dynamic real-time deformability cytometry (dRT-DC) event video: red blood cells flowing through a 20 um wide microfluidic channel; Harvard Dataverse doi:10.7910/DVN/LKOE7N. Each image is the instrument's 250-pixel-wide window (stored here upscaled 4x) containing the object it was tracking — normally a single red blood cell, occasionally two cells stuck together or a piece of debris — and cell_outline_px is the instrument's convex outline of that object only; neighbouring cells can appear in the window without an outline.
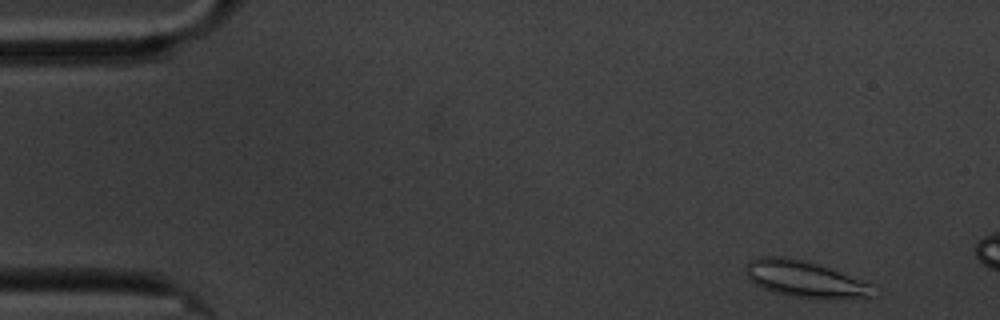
{"species": "common noctule bat (a hibernating species)", "species_latin": "Nyctalus noctula", "temperature_condition": "cold", "stored_images_in_passage": 11, "camera_frame_rate_fps": 3000, "um_per_image_px": 0.085, "animal": {"sex": "male", "body_mass_g": 20.1, "forearm_length_mm": 53.5}, "frame": {"image": 1, "passage_image": 2, "time_ms": 0.333, "image_size_px": [1000, 320], "cell_outline_px": [[872, 296], [792, 296], [776, 292], [764, 288], [756, 284], [744, 272], [744, 268], [756, 256], [784, 256], [808, 260], [872, 284]], "centroid_in_image_um": [68.3, 23.64], "position_along_channel_um": 16.7, "area_um2": 25.84}}